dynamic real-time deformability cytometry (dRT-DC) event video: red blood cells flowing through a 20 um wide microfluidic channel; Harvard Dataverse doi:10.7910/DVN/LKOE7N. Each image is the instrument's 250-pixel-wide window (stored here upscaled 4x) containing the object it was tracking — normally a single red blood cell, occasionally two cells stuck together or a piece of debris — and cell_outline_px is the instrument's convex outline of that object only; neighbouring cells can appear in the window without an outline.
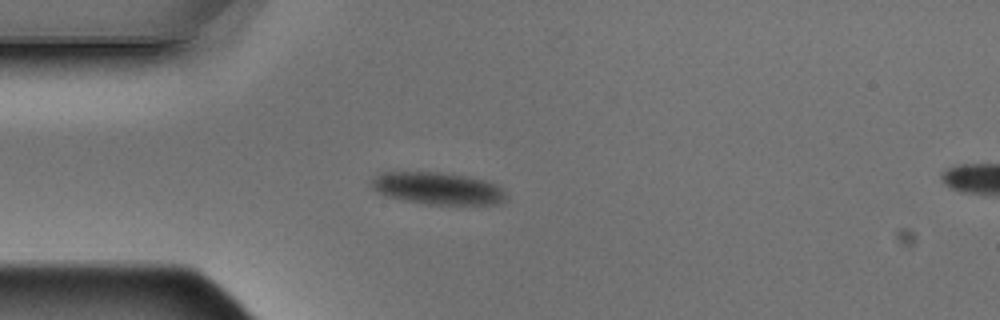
{"species": "Egyptian fruit bat (a non-hibernating species)", "species_latin": "Rousettus aegyptiacus", "temperature_condition": "warm", "stored_images_in_passage": 2, "segment_of_instrument_passage": [1, 2], "camera_frame_rate_fps": 3000, "um_per_image_px": 0.085, "animal": {"sex": "male"}, "frame": {"image": 1, "passage_image": 1, "time_ms": 0.0, "image_size_px": [1000, 320], "cell_outline_px": [[508, 200], [504, 204], [424, 204], [384, 196], [372, 188], [368, 180], [384, 172], [440, 172], [468, 176], [488, 180], [496, 184], [508, 196]], "centroid_in_image_um": [37.23, 16.01], "position_along_channel_um": 47.8, "area_um2": 25.66}}